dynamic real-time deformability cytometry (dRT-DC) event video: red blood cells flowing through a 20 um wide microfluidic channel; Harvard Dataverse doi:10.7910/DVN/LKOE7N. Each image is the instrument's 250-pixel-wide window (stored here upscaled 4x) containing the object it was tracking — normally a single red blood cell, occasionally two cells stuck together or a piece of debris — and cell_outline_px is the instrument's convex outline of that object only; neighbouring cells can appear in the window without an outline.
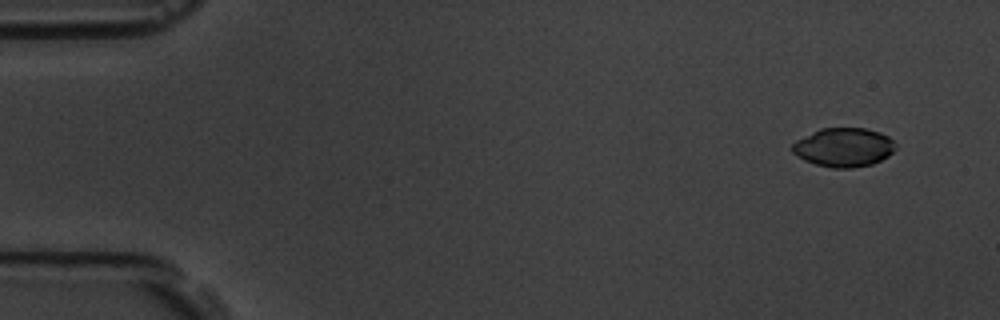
{"species": "common noctule bat (a hibernating species)", "species_latin": "Nyctalus noctula", "temperature_condition": "room temperature", "stored_images_in_passage": 5, "camera_frame_rate_fps": 3000, "um_per_image_px": 0.085, "animal": {"sex": "male", "body_mass_g": 19.5, "forearm_length_mm": 54.6}, "frame": {"image": 1, "passage_image": 1, "time_ms": 0.0, "image_size_px": [1000, 320], "cell_outline_px": [[896, 148], [888, 156], [872, 164], [852, 168], [832, 168], [816, 164], [804, 160], [792, 152], [792, 144], [796, 140], [820, 128], [864, 128], [880, 132], [888, 136], [896, 144]], "centroid_in_image_um": [71.72, 12.52], "position_along_channel_um": 13.3, "area_um2": 23.41}}